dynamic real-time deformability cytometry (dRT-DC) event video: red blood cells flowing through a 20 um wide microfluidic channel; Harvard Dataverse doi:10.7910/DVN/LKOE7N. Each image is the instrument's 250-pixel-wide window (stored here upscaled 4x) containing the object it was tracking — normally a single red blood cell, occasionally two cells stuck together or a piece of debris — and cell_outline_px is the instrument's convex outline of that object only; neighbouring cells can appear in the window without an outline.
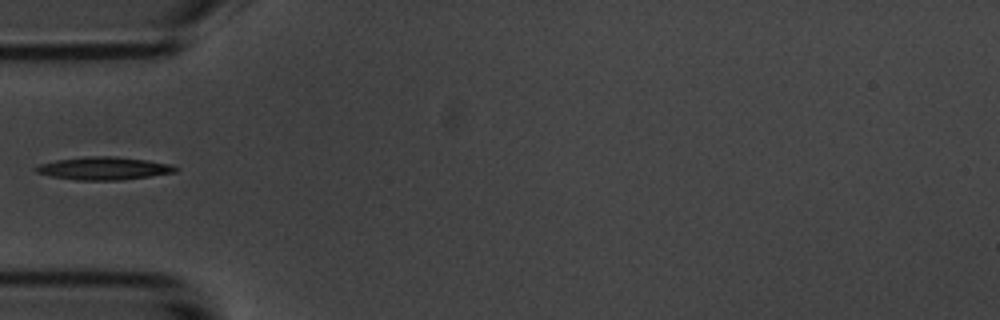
{"species": "common noctule bat (a hibernating species)", "species_latin": "Nyctalus noctula", "temperature_condition": "room temperature", "stored_images_in_passage": 5, "camera_frame_rate_fps": 3000, "um_per_image_px": 0.085, "animal": {"sex": "male", "body_mass_g": 20.1, "forearm_length_mm": 53.5}, "frame": {"image": 1, "passage_image": 4, "time_ms": 3.667, "image_size_px": [1000, 320], "cell_outline_px": [[180, 168], [176, 172], [120, 180], [76, 180], [52, 176], [36, 172], [32, 168], [40, 164], [56, 160], [88, 156], [112, 156], [148, 160], [172, 164]], "centroid_in_image_um": [8.84, 14.3], "position_along_channel_um": 76.2, "area_um2": 18.55}}